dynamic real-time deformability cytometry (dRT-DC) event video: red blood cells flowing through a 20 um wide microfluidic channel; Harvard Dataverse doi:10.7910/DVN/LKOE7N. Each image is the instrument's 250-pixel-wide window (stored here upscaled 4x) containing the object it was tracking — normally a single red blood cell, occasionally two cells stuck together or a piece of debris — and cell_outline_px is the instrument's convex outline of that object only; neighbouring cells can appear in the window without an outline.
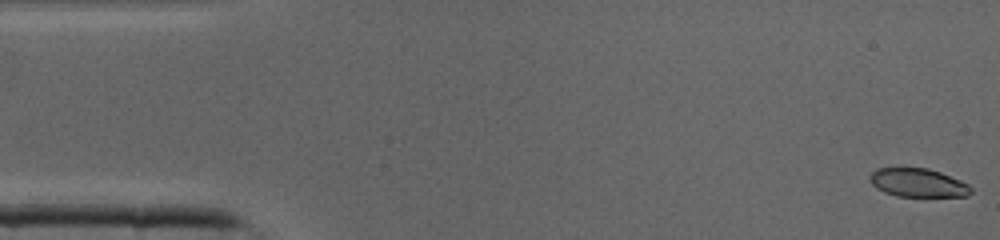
{"species": "common noctule bat (a hibernating species)", "species_latin": "Nyctalus noctula", "temperature_condition": "cold", "stored_images_in_passage": 41, "camera_frame_rate_fps": 3000, "um_per_image_px": 0.085, "animal": {"sex": "male", "body_mass_g": 19.0, "forearm_length_mm": 50.8}, "frame": {"image": 1, "passage_image": 1, "time_ms": 0.0, "image_size_px": [1000, 240], "cell_outline_px": [[972, 192], [968, 196], [896, 196], [884, 192], [876, 188], [872, 184], [868, 176], [876, 168], [928, 168], [940, 172], [960, 180], [968, 184], [972, 188]], "centroid_in_image_um": [78.02, 15.53], "position_along_channel_um": 7.0, "area_um2": 16.82}}
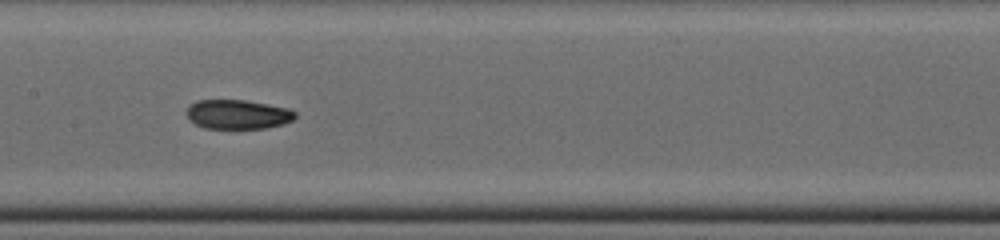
{"frame": {"image": 2, "passage_image": 20, "time_ms": 6.333, "image_size_px": [1000, 240], "cell_outline_px": [[296, 116], [292, 120], [284, 124], [264, 128], [204, 128], [188, 120], [188, 108], [196, 100], [244, 100], [288, 108], [296, 112]], "centroid_in_image_um": [20.22, 9.72], "position_along_channel_um": 187.2, "area_um2": 18.38}}
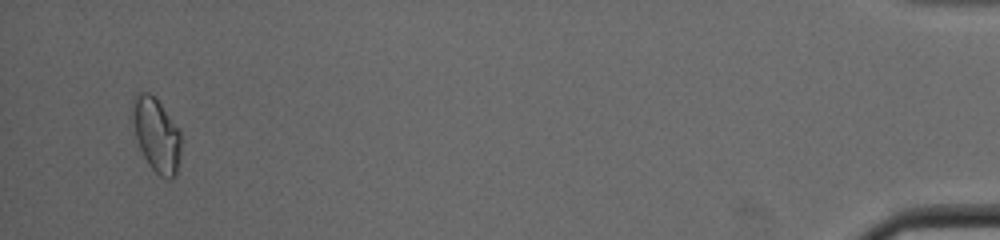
{"frame": {"image": 3, "passage_image": 40, "time_ms": 13.0, "image_size_px": [1000, 240], "cell_outline_px": [[180, 148], [176, 176], [172, 180], [168, 180], [160, 176], [148, 164], [136, 140], [128, 116], [132, 96], [136, 92], [148, 92], [160, 104], [180, 132]], "centroid_in_image_um": [13.2, 11.43], "position_along_channel_um": 422.0, "area_um2": 21.33}}